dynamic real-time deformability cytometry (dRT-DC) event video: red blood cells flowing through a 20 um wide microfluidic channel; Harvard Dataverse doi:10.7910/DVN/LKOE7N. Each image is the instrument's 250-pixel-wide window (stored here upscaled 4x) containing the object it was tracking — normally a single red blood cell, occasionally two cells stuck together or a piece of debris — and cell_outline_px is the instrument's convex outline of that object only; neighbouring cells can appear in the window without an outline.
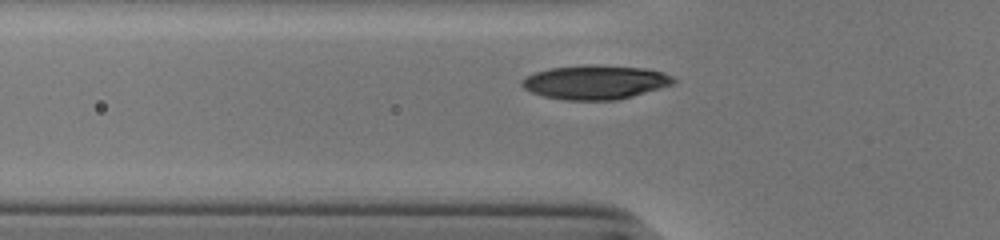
{"species": "human", "species_latin": "Homo sapiens", "temperature_condition": "cold", "stored_images_in_passage": 29, "camera_frame_rate_fps": 3000, "um_per_image_px": 0.085, "donor": {"sex": "male"}, "frame": {"image": 1, "passage_image": 7, "time_ms": 2.0, "image_size_px": [1000, 240], "cell_outline_px": [[676, 80], [672, 84], [660, 88], [632, 96], [616, 100], [564, 100], [544, 96], [532, 92], [524, 88], [520, 84], [520, 80], [524, 76], [548, 68], [592, 64], [644, 68], [664, 72], [672, 76]], "centroid_in_image_um": [50.56, 6.98], "position_along_channel_um": 75.2, "area_um2": 30.17}}
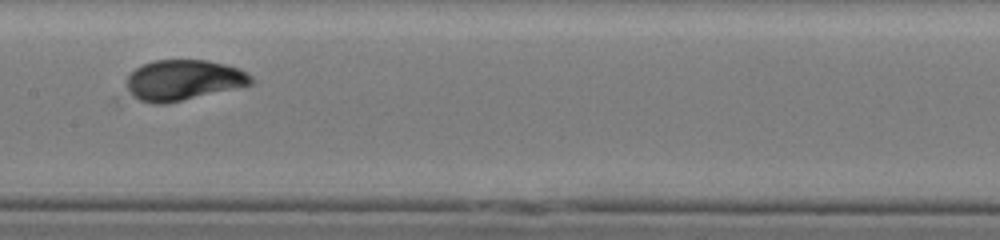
{"frame": {"image": 2, "passage_image": 16, "time_ms": 5.0, "image_size_px": [1000, 240], "cell_outline_px": [[252, 84], [164, 104], [156, 104], [140, 100], [132, 96], [124, 84], [124, 80], [136, 68], [152, 60], [208, 60], [240, 68], [248, 72], [252, 76]], "centroid_in_image_um": [15.56, 6.8], "position_along_channel_um": 191.8, "area_um2": 29.36}}
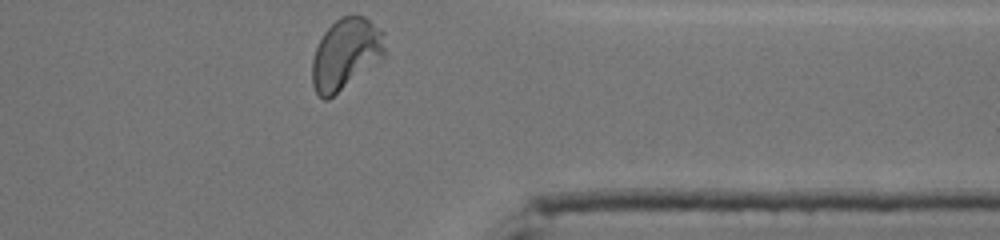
{"frame": {"image": 3, "passage_image": 29, "time_ms": 9.333, "image_size_px": [1000, 240], "cell_outline_px": [[384, 56], [328, 100], [324, 100], [316, 92], [312, 84], [312, 60], [316, 48], [324, 32], [336, 20], [344, 16], [364, 16], [380, 28], [384, 32]], "centroid_in_image_um": [29.37, 4.58], "position_along_channel_um": 382.0, "area_um2": 29.65}, "authors_computed_cell_mechanics": {"area_um2": 29.1312, "velocity_mm_per_s": 3.8845, "shape_relaxation_time_tau1_ms": 4.4425, "shape_relaxation_time_tau2_ms": 0.6728, "deformation_change_tau1": 0.1841, "deformation_change_tau2": 0.0311}}